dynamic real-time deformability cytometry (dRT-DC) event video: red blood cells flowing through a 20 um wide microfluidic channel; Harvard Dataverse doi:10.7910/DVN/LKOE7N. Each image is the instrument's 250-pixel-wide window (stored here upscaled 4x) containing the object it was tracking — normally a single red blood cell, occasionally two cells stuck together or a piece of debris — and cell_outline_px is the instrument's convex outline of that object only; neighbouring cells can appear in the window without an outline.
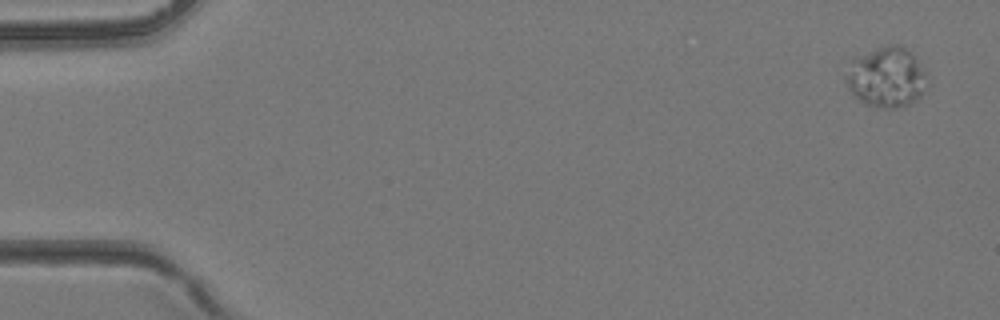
{"species": "common noctule bat (a hibernating species)", "species_latin": "Nyctalus noctula", "temperature_condition": "room temperature", "stored_images_in_passage": 4, "camera_frame_rate_fps": 3000, "um_per_image_px": 0.085, "animal": {"sex": "female", "body_mass_g": 24.6, "forearm_length_mm": 56.2}, "frame": {"image": 1, "passage_image": 1, "time_ms": 0.0, "image_size_px": [1000, 320], "cell_outline_px": [[924, 92], [916, 100], [908, 104], [896, 108], [884, 108], [868, 104], [852, 96], [844, 80], [852, 60], [888, 44], [896, 44], [904, 48], [916, 60], [924, 72]], "centroid_in_image_um": [75.31, 6.6], "position_along_channel_um": 9.7, "area_um2": 27.63}}